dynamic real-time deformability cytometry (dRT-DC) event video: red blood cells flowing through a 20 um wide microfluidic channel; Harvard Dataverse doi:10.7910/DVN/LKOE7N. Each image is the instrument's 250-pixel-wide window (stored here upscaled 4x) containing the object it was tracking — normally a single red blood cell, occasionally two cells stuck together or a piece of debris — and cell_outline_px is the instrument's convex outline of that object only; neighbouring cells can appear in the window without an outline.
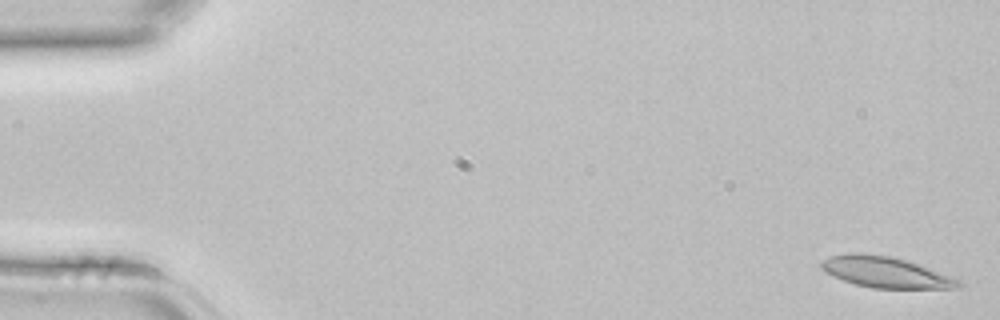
{"species": "common noctule bat (a hibernating species)", "species_latin": "Nyctalus noctula", "temperature_condition": "room temperature", "stored_images_in_passage": 5, "camera_frame_rate_fps": 3000, "um_per_image_px": 0.085, "animal": {"sex": "female", "body_mass_g": 22.7, "forearm_length_mm": 54.2}, "frame": {"image": 1, "passage_image": 1, "time_ms": 0.0, "image_size_px": [1000, 320], "cell_outline_px": [[964, 284], [960, 288], [872, 288], [856, 284], [844, 280], [824, 272], [820, 268], [820, 260], [832, 256], [848, 252], [856, 252], [888, 256], [904, 260], [928, 268], [960, 280]], "centroid_in_image_um": [75.23, 23.14], "position_along_channel_um": 9.8, "area_um2": 24.45}}
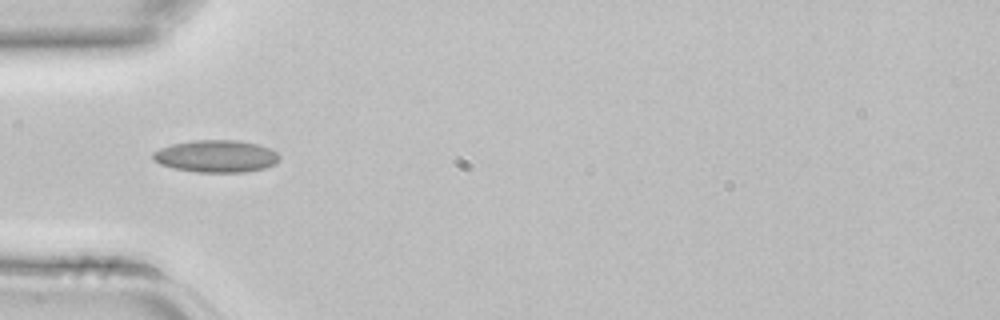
{"frame": {"image": 2, "passage_image": 5, "time_ms": 1.333, "image_size_px": [1000, 320], "cell_outline_px": [[280, 160], [276, 164], [264, 168], [244, 172], [196, 172], [176, 168], [160, 164], [152, 160], [152, 152], [160, 148], [172, 144], [196, 140], [236, 140], [256, 144], [268, 148], [276, 152], [280, 156]], "centroid_in_image_um": [18.37, 13.28], "position_along_channel_um": 66.6, "area_um2": 23.7}}